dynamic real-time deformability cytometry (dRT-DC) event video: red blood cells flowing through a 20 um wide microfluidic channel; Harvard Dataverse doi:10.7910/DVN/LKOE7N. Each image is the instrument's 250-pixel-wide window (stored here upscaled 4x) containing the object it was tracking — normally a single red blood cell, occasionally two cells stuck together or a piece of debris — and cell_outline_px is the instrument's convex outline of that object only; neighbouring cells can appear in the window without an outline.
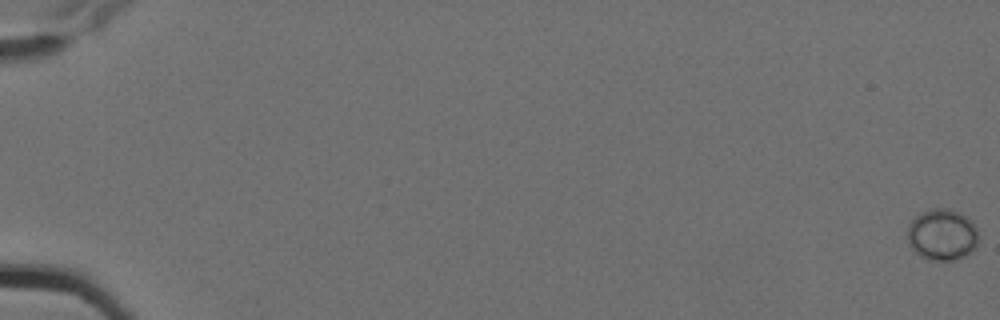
{"species": "Egyptian fruit bat (a non-hibernating species)", "species_latin": "Rousettus aegyptiacus", "temperature_condition": "cold", "stored_images_in_passage": 6, "camera_frame_rate_fps": 3000, "um_per_image_px": 0.085, "animal": {"sex": "female"}, "frame": {"image": 1, "passage_image": 1, "time_ms": 0.0, "image_size_px": [1000, 320], "cell_outline_px": [[976, 248], [968, 256], [956, 260], [928, 260], [920, 256], [908, 244], [908, 224], [920, 212], [932, 208], [948, 208], [960, 212], [972, 220], [976, 228]], "centroid_in_image_um": [80.08, 19.95], "position_along_channel_um": 4.9, "area_um2": 21.56}}
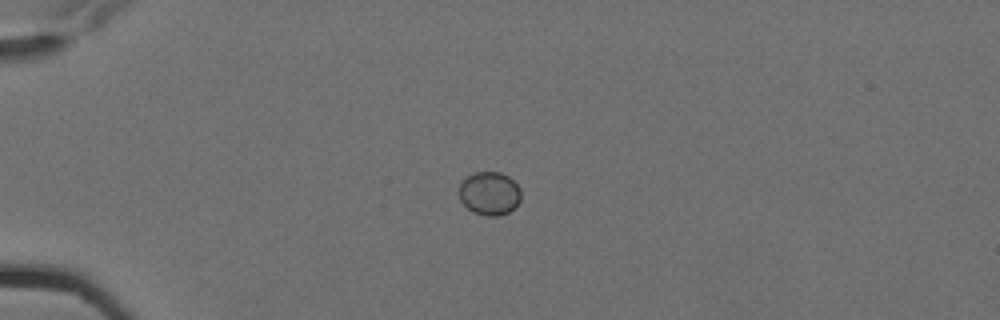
{"frame": {"image": 2, "passage_image": 5, "time_ms": 1.333, "image_size_px": [1000, 320], "cell_outline_px": [[520, 200], [508, 212], [500, 216], [488, 216], [472, 212], [460, 200], [460, 184], [472, 172], [500, 172], [508, 176], [520, 188]], "centroid_in_image_um": [41.6, 16.44], "position_along_channel_um": 43.4, "area_um2": 15.49}}